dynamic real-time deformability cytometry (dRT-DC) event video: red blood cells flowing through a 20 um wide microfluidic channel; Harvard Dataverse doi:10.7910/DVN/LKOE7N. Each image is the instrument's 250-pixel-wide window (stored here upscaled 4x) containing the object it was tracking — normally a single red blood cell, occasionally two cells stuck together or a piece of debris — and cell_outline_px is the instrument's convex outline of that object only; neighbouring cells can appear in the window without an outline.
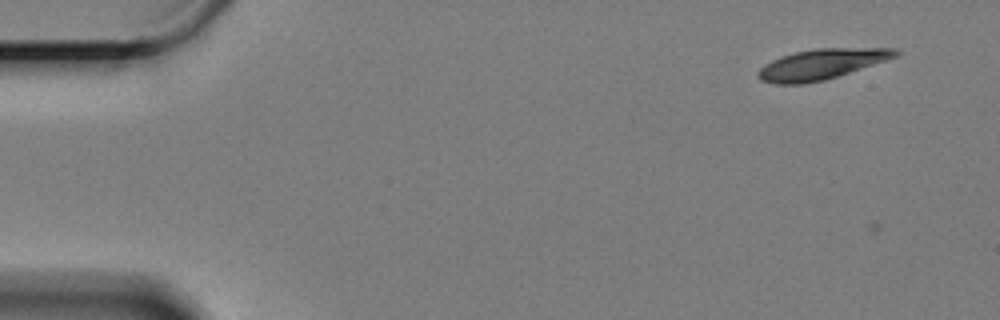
{"species": "Egyptian fruit bat (a non-hibernating species)", "species_latin": "Rousettus aegyptiacus", "temperature_condition": "cold", "stored_images_in_passage": 2, "camera_frame_rate_fps": 3000, "um_per_image_px": 0.085, "animal": {"sex": "female"}, "frame": {"image": 1, "passage_image": 1, "time_ms": 0.0, "image_size_px": [1000, 320], "cell_outline_px": [[900, 52], [896, 56], [824, 80], [800, 84], [776, 84], [760, 80], [756, 76], [756, 72], [764, 64], [780, 56], [812, 48], [896, 48]], "centroid_in_image_um": [69.73, 5.45], "position_along_channel_um": 15.3, "area_um2": 23.99}}